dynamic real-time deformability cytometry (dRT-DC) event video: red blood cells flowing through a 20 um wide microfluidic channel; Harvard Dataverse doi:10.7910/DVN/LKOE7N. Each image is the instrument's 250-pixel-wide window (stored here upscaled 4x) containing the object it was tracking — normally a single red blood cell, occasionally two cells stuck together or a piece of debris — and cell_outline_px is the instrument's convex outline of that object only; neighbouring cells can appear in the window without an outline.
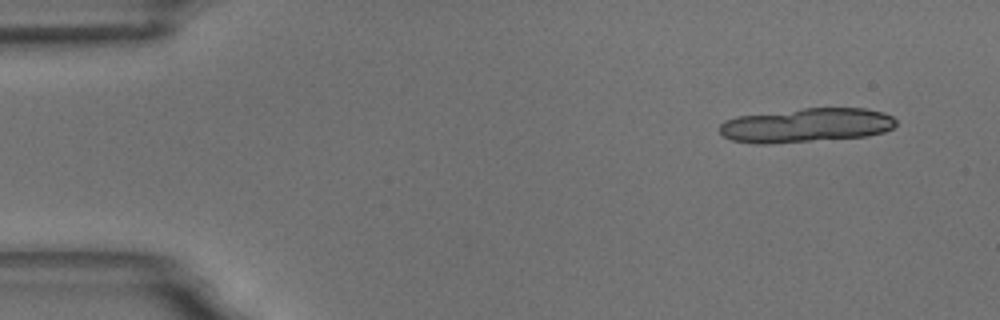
{"species": "common noctule bat (a hibernating species)", "species_latin": "Nyctalus noctula", "temperature_condition": "room temperature", "stored_images_in_passage": 5, "camera_frame_rate_fps": 3000, "um_per_image_px": 0.085, "animal": {"sex": "male", "body_mass_g": 18.8}, "frame": {"image": 1, "passage_image": 1, "time_ms": 0.0, "image_size_px": [1000, 320], "cell_outline_px": [[896, 124], [892, 128], [884, 132], [868, 136], [768, 144], [756, 144], [732, 140], [724, 136], [720, 132], [720, 124], [724, 120], [736, 116], [804, 108], [864, 108], [884, 112], [892, 116], [896, 120]], "centroid_in_image_um": [68.53, 10.64], "position_along_channel_um": 16.5, "area_um2": 35.26}}